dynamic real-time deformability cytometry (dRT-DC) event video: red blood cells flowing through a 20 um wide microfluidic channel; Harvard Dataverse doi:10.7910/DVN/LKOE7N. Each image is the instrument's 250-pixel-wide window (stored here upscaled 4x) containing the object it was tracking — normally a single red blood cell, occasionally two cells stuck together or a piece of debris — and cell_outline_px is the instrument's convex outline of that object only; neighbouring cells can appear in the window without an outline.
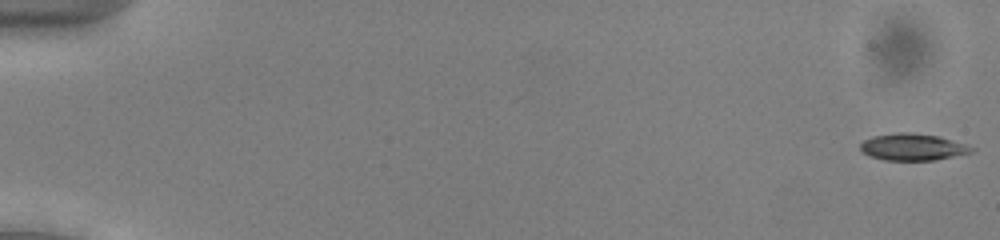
{"species": "common noctule bat (a hibernating species)", "species_latin": "Nyctalus noctula", "temperature_condition": "cold", "stored_images_in_passage": 53, "camera_frame_rate_fps": 3000, "um_per_image_px": 0.085, "animal": {"sex": "male", "body_mass_g": 13.0, "forearm_length_mm": 53.1}, "frame": {"image": 1, "passage_image": 1, "time_ms": 0.0, "image_size_px": [1000, 240], "cell_outline_px": [[976, 148], [972, 152], [936, 160], [884, 160], [872, 156], [864, 152], [860, 148], [860, 144], [864, 140], [872, 136], [896, 132], [912, 132], [940, 136]], "centroid_in_image_um": [77.59, 12.48], "position_along_channel_um": 7.4, "area_um2": 17.34}}
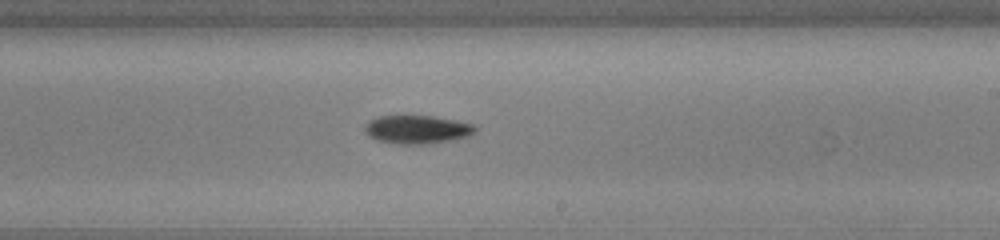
{"frame": {"image": 2, "passage_image": 33, "time_ms": 10.667, "image_size_px": [1000, 240], "cell_outline_px": [[476, 132], [468, 136], [456, 140], [432, 144], [396, 144], [376, 140], [368, 136], [364, 132], [364, 124], [368, 120], [376, 116], [432, 116], [456, 120], [476, 124]], "centroid_in_image_um": [35.45, 11.01], "position_along_channel_um": 253.5, "area_um2": 18.79}}
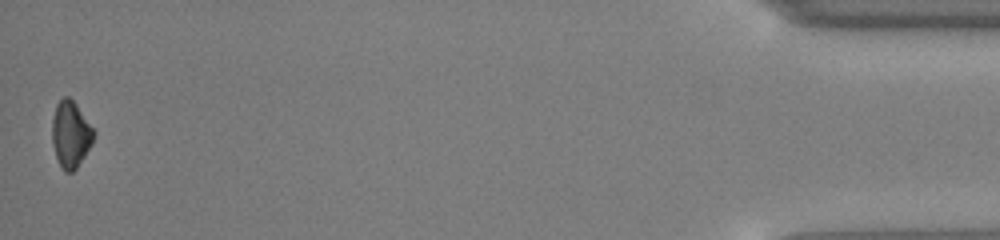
{"frame": {"image": 3, "passage_image": 53, "time_ms": 17.333, "image_size_px": [1000, 240], "cell_outline_px": [[96, 132], [92, 144], [76, 168], [72, 172], [64, 172], [60, 168], [52, 144], [52, 120], [56, 104], [64, 96], [68, 96], [76, 104]], "centroid_in_image_um": [6.0, 11.43], "position_along_channel_um": 429.2, "area_um2": 16.18}, "authors_computed_cell_mechanics": {"area_um2": 17.6868, "velocity_mm_per_s": 3.9382, "shape_relaxation_time_tau1_ms": 2.2303, "shape_relaxation_time_tau2_ms": null, "deformation_change_tau1": 0.0901, "deformation_change_tau2": null}}